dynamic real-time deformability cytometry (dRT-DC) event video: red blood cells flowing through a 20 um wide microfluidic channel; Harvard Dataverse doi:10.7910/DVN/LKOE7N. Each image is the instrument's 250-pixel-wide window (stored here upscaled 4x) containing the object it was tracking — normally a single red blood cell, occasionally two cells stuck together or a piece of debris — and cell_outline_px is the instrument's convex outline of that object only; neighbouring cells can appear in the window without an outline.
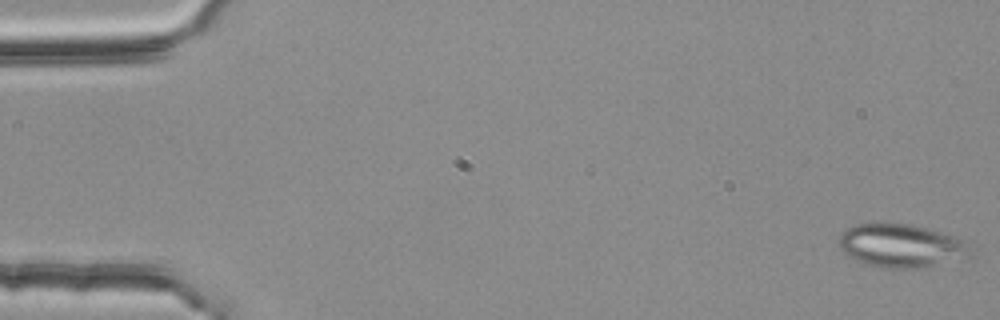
{"species": "common noctule bat (a hibernating species)", "species_latin": "Nyctalus noctula", "temperature_condition": "room temperature", "stored_images_in_passage": 5, "camera_frame_rate_fps": 3000, "um_per_image_px": 0.085, "animal": {"sex": "female", "body_mass_g": 25.1}, "frame": {"image": 1, "passage_image": 1, "time_ms": 0.0, "image_size_px": [1000, 320], "cell_outline_px": [[976, 256], [968, 260], [924, 268], [884, 268], [868, 264], [856, 260], [848, 256], [840, 248], [840, 236], [848, 228], [856, 224], [912, 224], [928, 228], [956, 236], [964, 240]], "centroid_in_image_um": [76.76, 20.92], "position_along_channel_um": 8.2, "area_um2": 33.81}}